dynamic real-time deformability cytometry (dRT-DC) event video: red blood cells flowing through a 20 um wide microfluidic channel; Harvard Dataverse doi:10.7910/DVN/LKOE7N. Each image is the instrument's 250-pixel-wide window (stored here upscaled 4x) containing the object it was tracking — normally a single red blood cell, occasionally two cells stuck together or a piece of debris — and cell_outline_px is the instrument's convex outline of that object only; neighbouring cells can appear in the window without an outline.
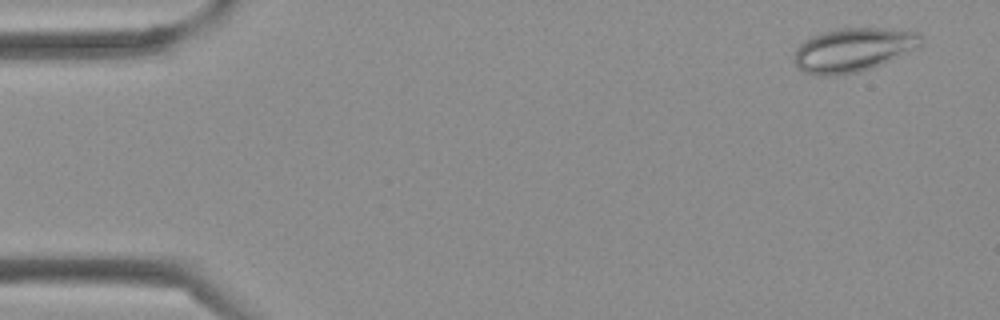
{"species": "Egyptian fruit bat (a non-hibernating species)", "species_latin": "Rousettus aegyptiacus", "temperature_condition": "cold", "stored_images_in_passage": 40, "camera_frame_rate_fps": 3000, "um_per_image_px": 0.085, "frame": {"image": 1, "passage_image": 2, "time_ms": 0.333, "image_size_px": [1000, 320], "cell_outline_px": [[920, 44], [916, 48], [872, 68], [860, 72], [836, 76], [816, 76], [800, 72], [792, 56], [796, 48], [804, 40], [812, 36], [836, 28], [880, 28], [916, 32], [920, 36]], "centroid_in_image_um": [72.41, 4.26], "position_along_channel_um": 12.6, "area_um2": 32.43}}
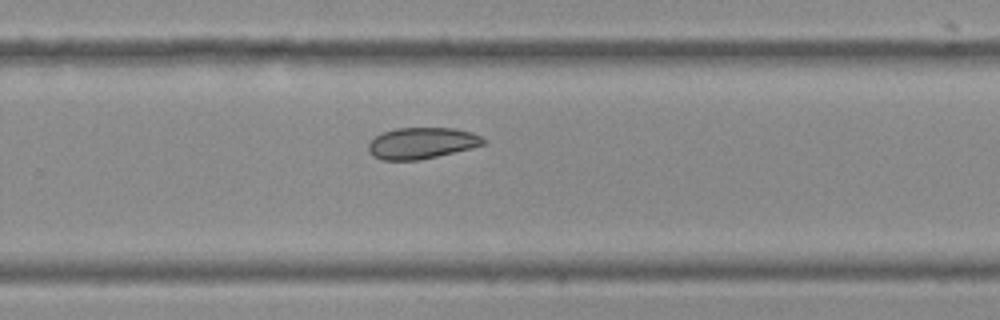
{"frame": {"image": 2, "passage_image": 26, "time_ms": 8.333, "image_size_px": [1000, 320], "cell_outline_px": [[484, 144], [472, 148], [420, 160], [384, 160], [372, 156], [368, 152], [368, 144], [380, 132], [396, 128], [452, 128], [472, 132], [480, 136], [484, 140]], "centroid_in_image_um": [35.81, 12.17], "position_along_channel_um": 294.0, "area_um2": 20.98}}
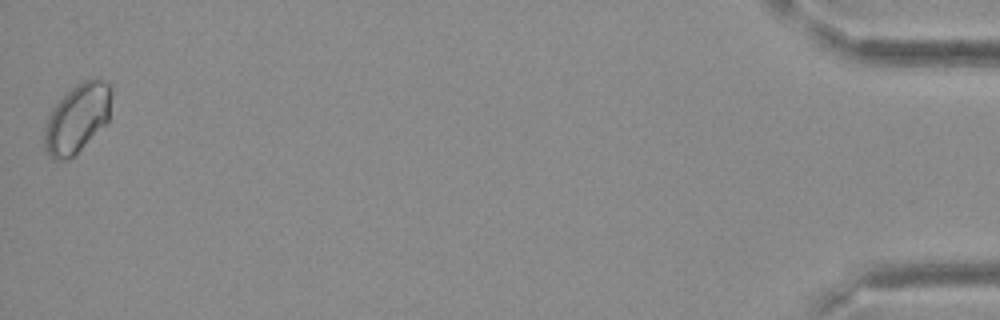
{"frame": {"image": 3, "passage_image": 40, "time_ms": 13.0, "image_size_px": [1000, 320], "cell_outline_px": [[112, 96], [108, 120], [76, 156], [68, 160], [52, 160], [44, 148], [44, 128], [48, 116], [52, 108], [76, 84], [84, 80], [104, 80], [112, 84]], "centroid_in_image_um": [6.56, 10.09], "position_along_channel_um": 428.6, "area_um2": 27.11}}